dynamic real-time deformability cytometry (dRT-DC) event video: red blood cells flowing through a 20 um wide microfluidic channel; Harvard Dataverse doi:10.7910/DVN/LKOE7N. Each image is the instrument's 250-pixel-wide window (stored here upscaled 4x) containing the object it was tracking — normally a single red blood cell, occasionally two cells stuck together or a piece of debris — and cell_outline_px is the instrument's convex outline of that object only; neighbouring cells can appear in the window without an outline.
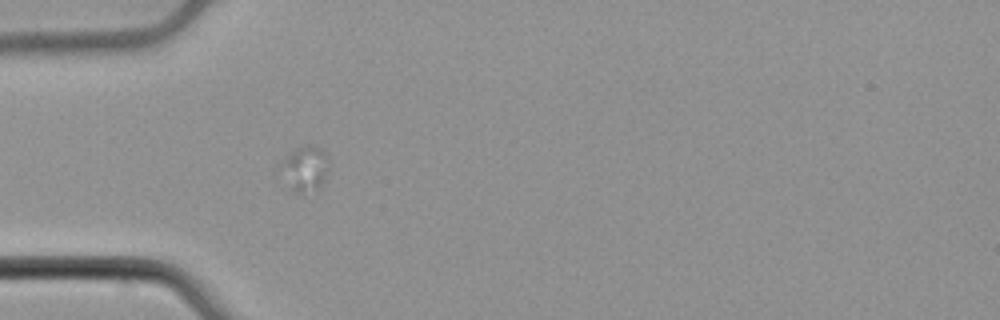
{"species": "common noctule bat (a hibernating species)", "species_latin": "Nyctalus noctula", "temperature_condition": "cold", "stored_images_in_passage": 3, "camera_frame_rate_fps": 3000, "um_per_image_px": 0.085, "animal": {"sex": "male", "body_mass_g": 21.5, "forearm_length_mm": 52.0}, "frame": {"image": 1, "passage_image": 3, "time_ms": 0.667, "image_size_px": [1000, 320], "cell_outline_px": [[328, 168], [324, 180], [316, 188], [300, 192], [292, 192], [284, 164], [284, 156], [296, 148], [304, 144], [308, 144], [324, 148], [328, 156]], "centroid_in_image_um": [26.03, 14.22], "position_along_channel_um": 59.0, "area_um2": 11.96}}